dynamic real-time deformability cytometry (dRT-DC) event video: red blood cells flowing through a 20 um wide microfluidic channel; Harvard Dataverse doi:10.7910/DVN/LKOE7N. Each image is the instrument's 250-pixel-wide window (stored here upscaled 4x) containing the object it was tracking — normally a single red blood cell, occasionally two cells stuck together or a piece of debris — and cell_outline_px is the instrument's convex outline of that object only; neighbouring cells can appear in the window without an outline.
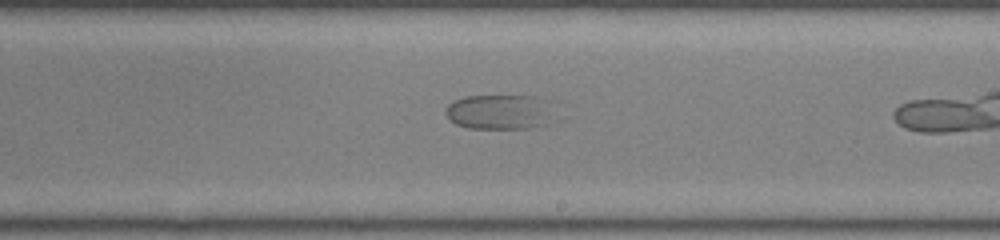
{"species": "common noctule bat (a hibernating species)", "species_latin": "Nyctalus noctula", "temperature_condition": "room temperature", "stored_images_in_passage": 27, "camera_frame_rate_fps": 3000, "um_per_image_px": 0.085, "animal": {"sex": "female", "body_mass_g": 22.0, "forearm_length_mm": 56.7}, "frame": {"image": 1, "passage_image": 20, "time_ms": 6.333, "image_size_px": [1000, 240], "cell_outline_px": [[544, 124], [524, 128], [468, 128], [456, 124], [448, 116], [448, 104], [464, 96], [532, 96], [540, 100], [544, 120]], "centroid_in_image_um": [42.21, 9.52], "position_along_channel_um": 246.8, "area_um2": 20.29}}